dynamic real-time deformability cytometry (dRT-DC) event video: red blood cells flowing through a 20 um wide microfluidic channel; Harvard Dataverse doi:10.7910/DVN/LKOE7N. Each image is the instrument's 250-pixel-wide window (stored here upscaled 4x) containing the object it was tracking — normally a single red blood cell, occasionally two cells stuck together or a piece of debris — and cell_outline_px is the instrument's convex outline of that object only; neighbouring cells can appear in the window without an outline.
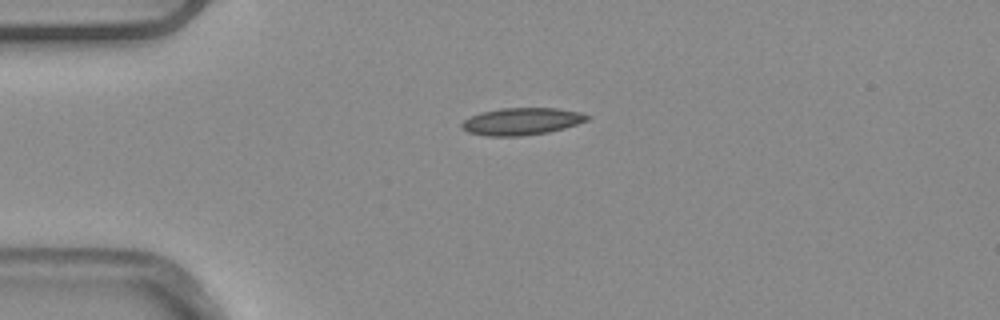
{"species": "common noctule bat (a hibernating species)", "species_latin": "Nyctalus noctula", "temperature_condition": "warm", "stored_images_in_passage": 5, "camera_frame_rate_fps": 3000, "um_per_image_px": 0.085, "animal": {"sex": "male", "body_mass_g": 20.4}, "frame": {"image": 1, "passage_image": 1, "time_ms": 0.0, "image_size_px": [1000, 320], "cell_outline_px": [[592, 116], [588, 120], [564, 128], [548, 132], [520, 136], [484, 136], [468, 132], [460, 128], [460, 124], [464, 120], [480, 112], [500, 108], [556, 108], [580, 112]], "centroid_in_image_um": [44.32, 10.32], "position_along_channel_um": 40.7, "area_um2": 19.94}}